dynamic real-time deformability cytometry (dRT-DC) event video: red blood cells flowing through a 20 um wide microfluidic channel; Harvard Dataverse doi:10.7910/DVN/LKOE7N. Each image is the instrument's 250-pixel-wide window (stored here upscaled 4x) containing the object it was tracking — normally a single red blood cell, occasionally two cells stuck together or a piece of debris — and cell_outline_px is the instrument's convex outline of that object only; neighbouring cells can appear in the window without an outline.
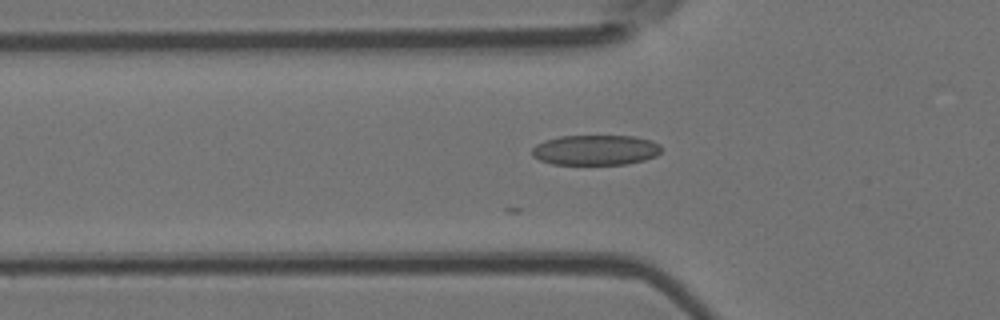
{"species": "Egyptian fruit bat (a non-hibernating species)", "species_latin": "Rousettus aegyptiacus", "temperature_condition": "room temperature", "stored_images_in_passage": 16, "camera_frame_rate_fps": 3000, "um_per_image_px": 0.085, "animal": {"sex": "female"}, "frame": {"image": 1, "passage_image": 3, "time_ms": 0.667, "image_size_px": [1000, 320], "cell_outline_px": [[660, 152], [656, 156], [644, 160], [628, 164], [552, 164], [540, 160], [532, 156], [532, 148], [536, 144], [544, 140], [560, 136], [632, 136], [652, 140], [660, 144]], "centroid_in_image_um": [50.61, 12.75], "position_along_channel_um": 75.2, "area_um2": 22.83}}
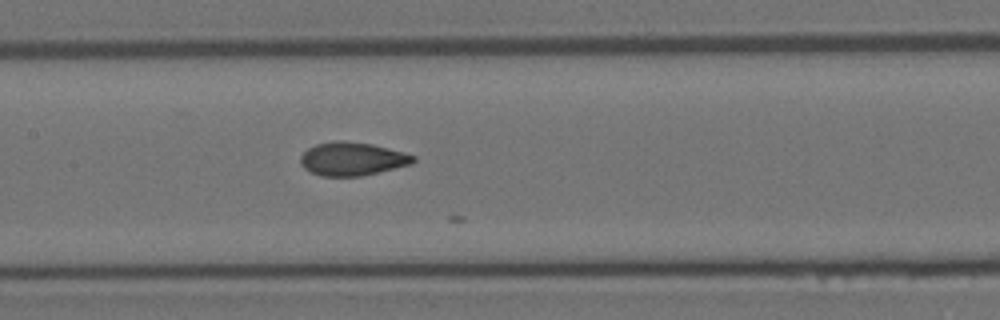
{"frame": {"image": 2, "passage_image": 11, "time_ms": 3.333, "image_size_px": [1000, 320], "cell_outline_px": [[416, 160], [412, 164], [360, 176], [320, 176], [304, 168], [300, 164], [300, 156], [308, 148], [316, 144], [332, 140], [340, 140], [372, 144], [404, 152], [416, 156]], "centroid_in_image_um": [29.93, 13.49], "position_along_channel_um": 177.5, "area_um2": 21.96}}
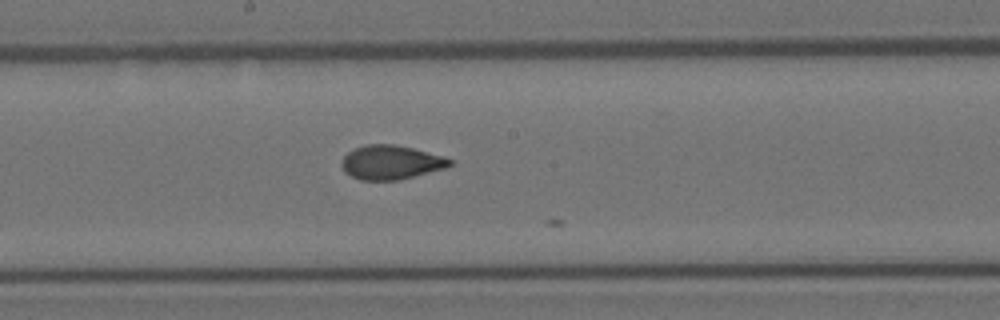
{"frame": {"image": 3, "passage_image": 14, "time_ms": 4.333, "image_size_px": [1000, 320], "cell_outline_px": [[452, 164], [448, 168], [400, 180], [360, 180], [344, 172], [340, 164], [344, 156], [348, 152], [364, 144], [392, 144], [412, 148], [444, 156], [452, 160]], "centroid_in_image_um": [33.24, 13.81], "position_along_channel_um": 215.0, "area_um2": 21.68}}